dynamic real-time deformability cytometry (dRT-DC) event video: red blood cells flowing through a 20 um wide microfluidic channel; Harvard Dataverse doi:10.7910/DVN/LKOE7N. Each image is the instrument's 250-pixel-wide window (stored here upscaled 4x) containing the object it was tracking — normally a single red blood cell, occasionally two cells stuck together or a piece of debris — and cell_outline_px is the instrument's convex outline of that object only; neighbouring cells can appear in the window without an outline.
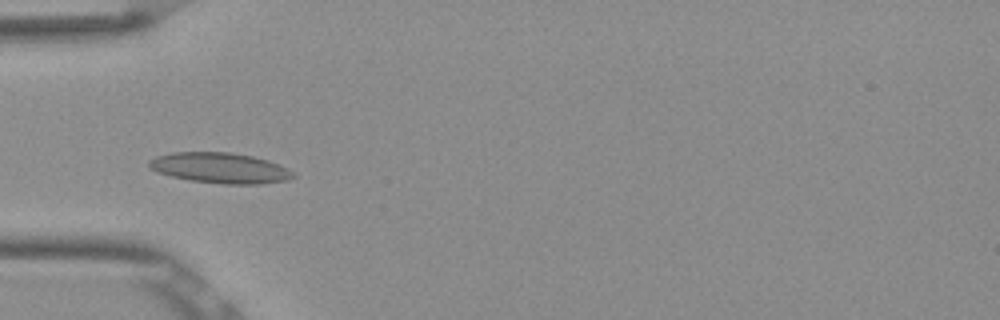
{"species": "Egyptian fruit bat (a non-hibernating species)", "species_latin": "Rousettus aegyptiacus", "temperature_condition": "room temperature", "stored_images_in_passage": 30, "camera_frame_rate_fps": 3000, "um_per_image_px": 0.085, "frame": {"image": 1, "passage_image": 3, "time_ms": 0.667, "image_size_px": [1000, 320], "cell_outline_px": [[296, 176], [288, 180], [260, 184], [224, 184], [192, 180], [172, 176], [156, 172], [148, 168], [148, 160], [156, 156], [172, 152], [228, 152], [252, 156], [268, 160], [288, 168]], "centroid_in_image_um": [18.69, 14.27], "position_along_channel_um": 66.3, "area_um2": 25.66}}
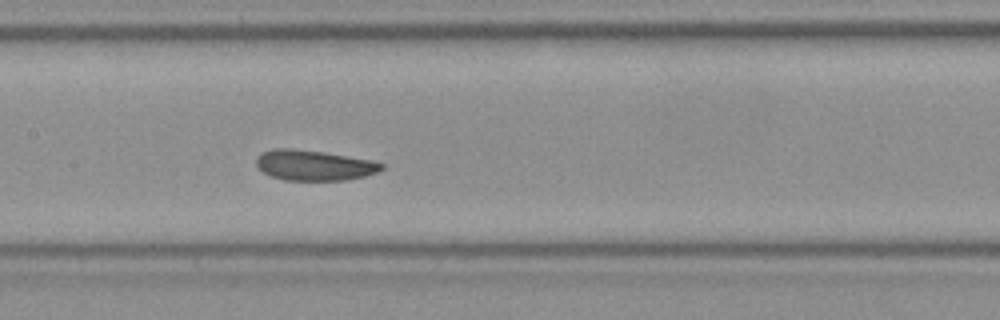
{"frame": {"image": 2, "passage_image": 12, "time_ms": 3.667, "image_size_px": [1000, 320], "cell_outline_px": [[384, 168], [376, 172], [364, 176], [344, 180], [284, 180], [272, 176], [264, 172], [256, 164], [256, 156], [260, 152], [272, 148], [288, 148], [324, 152], [372, 160], [384, 164]], "centroid_in_image_um": [26.67, 14.03], "position_along_channel_um": 180.7, "area_um2": 22.14}}
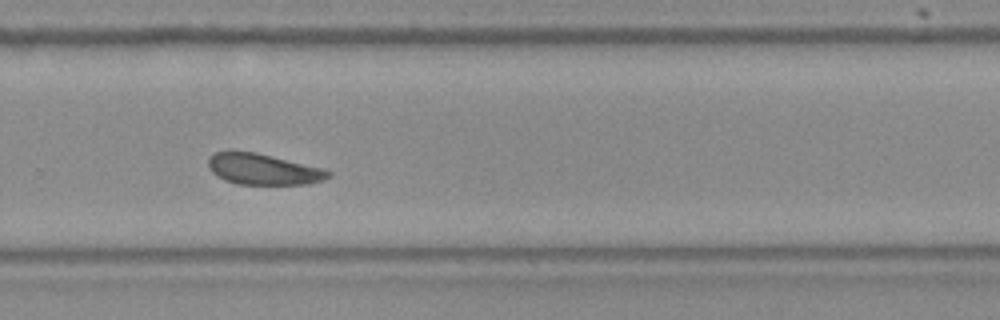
{"frame": {"image": 3, "passage_image": 22, "time_ms": 7.0, "image_size_px": [1000, 320], "cell_outline_px": [[332, 176], [324, 180], [308, 184], [236, 184], [224, 180], [212, 172], [208, 164], [208, 160], [216, 152], [256, 152], [320, 168], [332, 172]], "centroid_in_image_um": [22.39, 14.41], "position_along_channel_um": 307.4, "area_um2": 21.27}, "authors_computed_cell_mechanics": {"area_um2": 21.7328, "velocity_mm_per_s": 3.8135, "shape_relaxation_time_tau1_ms": 1.8901, "shape_relaxation_time_tau2_ms": 1.376, "deformation_change_tau1": 0.0614, "deformation_change_tau2": 0.0621}}